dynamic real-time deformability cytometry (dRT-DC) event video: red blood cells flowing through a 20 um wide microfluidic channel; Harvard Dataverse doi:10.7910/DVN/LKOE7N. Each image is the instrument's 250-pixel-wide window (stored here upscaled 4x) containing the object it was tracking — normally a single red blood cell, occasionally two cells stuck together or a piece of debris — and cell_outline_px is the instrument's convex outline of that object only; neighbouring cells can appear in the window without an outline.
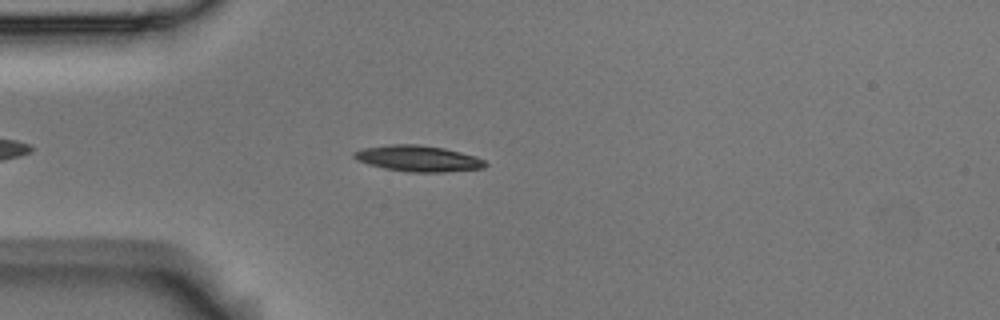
{"species": "Egyptian fruit bat (a non-hibernating species)", "species_latin": "Rousettus aegyptiacus", "temperature_condition": "room temperature", "stored_images_in_passage": 48, "camera_frame_rate_fps": 3000, "um_per_image_px": 0.085, "animal": {"sex": "male"}, "frame": {"image": 1, "passage_image": 8, "time_ms": 2.333, "image_size_px": [1000, 320], "cell_outline_px": [[488, 164], [484, 168], [444, 172], [412, 172], [384, 168], [368, 164], [356, 160], [352, 156], [352, 152], [364, 148], [388, 144], [416, 144], [444, 148], [476, 156], [484, 160]], "centroid_in_image_um": [35.53, 13.47], "position_along_channel_um": 49.5, "area_um2": 19.94}}
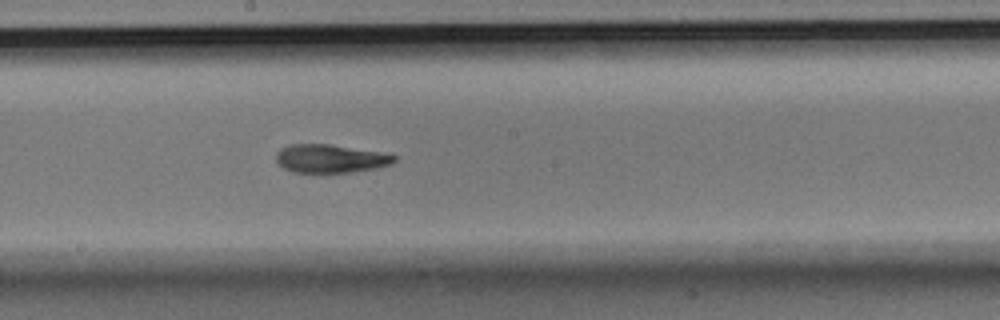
{"frame": {"image": 2, "passage_image": 23, "time_ms": 7.333, "image_size_px": [1000, 320], "cell_outline_px": [[396, 160], [392, 164], [376, 168], [352, 172], [292, 172], [284, 168], [276, 160], [276, 152], [280, 148], [292, 144], [328, 144], [380, 152], [396, 156]], "centroid_in_image_um": [28.07, 13.48], "position_along_channel_um": 220.1, "area_um2": 19.36}}
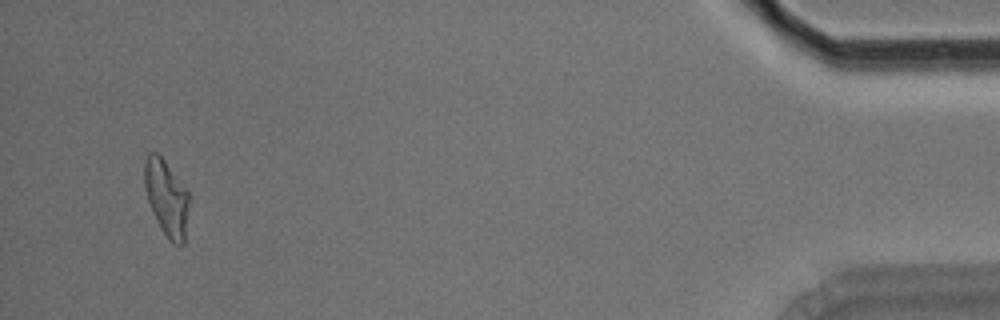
{"frame": {"image": 3, "passage_image": 46, "time_ms": 15.0, "image_size_px": [1000, 320], "cell_outline_px": [[192, 196], [184, 244], [172, 244], [168, 240], [160, 228], [156, 220], [148, 200], [144, 188], [144, 160], [148, 152], [156, 152], [164, 160]], "centroid_in_image_um": [14.19, 16.84], "position_along_channel_um": 421.0, "area_um2": 20.29}, "authors_computed_cell_mechanics": {"area_um2": 19.8254, "velocity_mm_per_s": 3.6348, "shape_relaxation_time_tau1_ms": 5.8045, "shape_relaxation_time_tau2_ms": 4.0805, "deformation_change_tau1": 0.1828, "deformation_change_tau2": 0.1277}}